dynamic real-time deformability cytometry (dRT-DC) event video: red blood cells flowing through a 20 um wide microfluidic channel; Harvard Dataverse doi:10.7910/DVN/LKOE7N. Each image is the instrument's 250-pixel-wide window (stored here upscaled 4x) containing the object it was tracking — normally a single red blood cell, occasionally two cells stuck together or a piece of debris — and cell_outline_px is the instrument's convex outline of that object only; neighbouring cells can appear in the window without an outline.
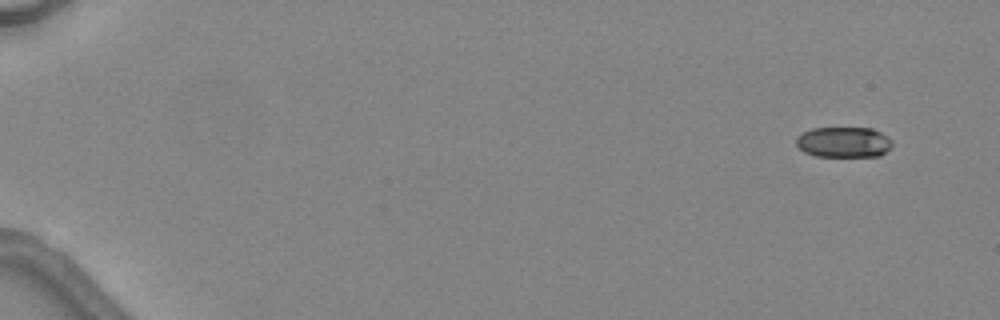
{"species": "common noctule bat (a hibernating species)", "species_latin": "Nyctalus noctula", "temperature_condition": "warm", "stored_images_in_passage": 5, "camera_frame_rate_fps": 3000, "um_per_image_px": 0.085, "animal": {"sex": "female", "body_mass_g": 24.6, "forearm_length_mm": 56.2}, "frame": {"image": 1, "passage_image": 1, "time_ms": 0.0, "image_size_px": [1000, 320], "cell_outline_px": [[892, 148], [880, 156], [816, 156], [804, 152], [796, 144], [796, 136], [812, 128], [872, 128], [880, 132], [892, 140]], "centroid_in_image_um": [71.73, 12.08], "position_along_channel_um": 13.3, "area_um2": 17.17}}
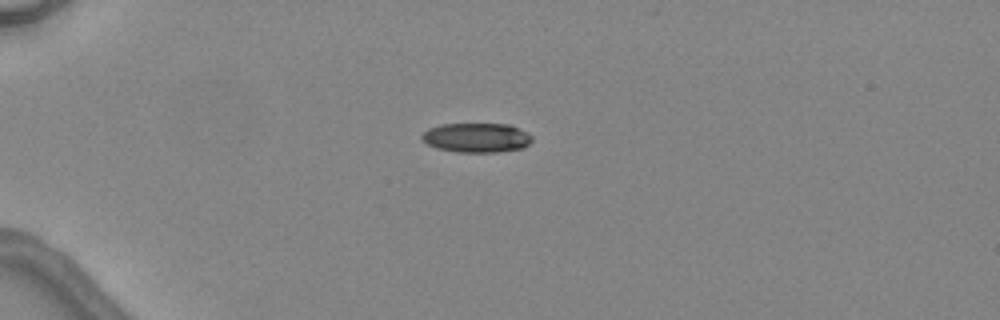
{"frame": {"image": 2, "passage_image": 4, "time_ms": 3.667, "image_size_px": [1000, 320], "cell_outline_px": [[532, 140], [524, 148], [500, 152], [456, 152], [436, 148], [420, 140], [420, 136], [428, 128], [440, 124], [508, 124], [532, 136]], "centroid_in_image_um": [40.46, 11.71], "position_along_channel_um": 44.5, "area_um2": 18.96}}